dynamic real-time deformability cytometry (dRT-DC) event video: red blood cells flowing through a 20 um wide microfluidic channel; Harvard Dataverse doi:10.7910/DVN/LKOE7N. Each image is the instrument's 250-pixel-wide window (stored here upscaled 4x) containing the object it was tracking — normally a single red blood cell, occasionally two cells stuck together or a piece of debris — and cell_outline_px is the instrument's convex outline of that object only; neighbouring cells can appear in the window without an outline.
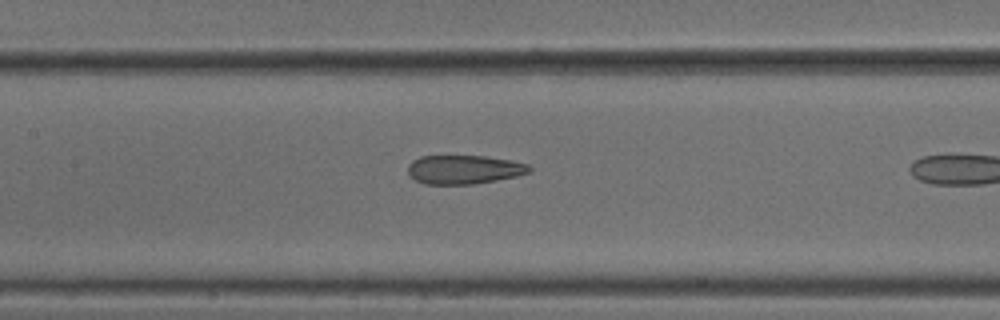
{"species": "common noctule bat (a hibernating species)", "species_latin": "Nyctalus noctula", "temperature_condition": "cold", "stored_images_in_passage": 15, "camera_frame_rate_fps": 3000, "um_per_image_px": 0.085, "animal": {"sex": "male", "body_mass_g": 18.8}, "frame": {"image": 1, "passage_image": 11, "time_ms": 3.333, "image_size_px": [1000, 320], "cell_outline_px": [[532, 172], [516, 176], [496, 180], [472, 184], [424, 184], [416, 180], [408, 172], [408, 164], [412, 160], [420, 156], [484, 156], [512, 160], [528, 164], [532, 168]], "centroid_in_image_um": [39.46, 14.4], "position_along_channel_um": 167.9, "area_um2": 20.46}}